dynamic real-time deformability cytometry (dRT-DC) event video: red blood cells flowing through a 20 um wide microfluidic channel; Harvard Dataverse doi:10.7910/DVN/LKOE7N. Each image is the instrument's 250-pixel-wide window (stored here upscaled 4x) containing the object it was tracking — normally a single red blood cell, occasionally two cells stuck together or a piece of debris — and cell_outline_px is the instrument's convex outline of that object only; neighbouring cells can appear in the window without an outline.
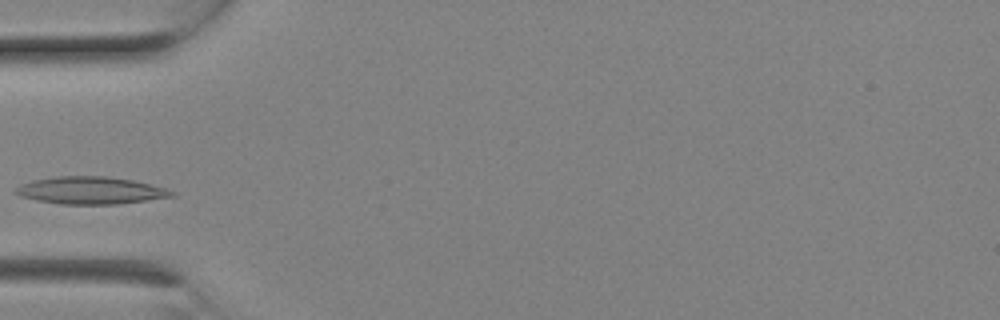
{"species": "Egyptian fruit bat (a non-hibernating species)", "species_latin": "Rousettus aegyptiacus", "temperature_condition": "room temperature", "stored_images_in_passage": 5, "camera_frame_rate_fps": 3000, "um_per_image_px": 0.085, "animal": {"sex": "female"}, "frame": {"image": 1, "passage_image": 3, "time_ms": 0.667, "image_size_px": [1000, 320], "cell_outline_px": [[176, 196], [116, 204], [60, 204], [36, 200], [20, 196], [12, 192], [20, 184], [32, 180], [56, 176], [108, 176], [132, 180], [152, 184], [176, 192]], "centroid_in_image_um": [7.68, 16.18], "position_along_channel_um": 77.3, "area_um2": 24.97}}
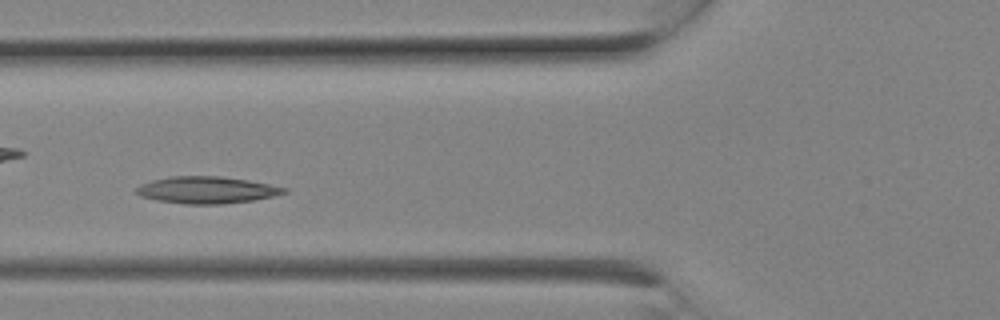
{"frame": {"image": 2, "passage_image": 4, "time_ms": 1.0, "image_size_px": [1000, 320], "cell_outline_px": [[288, 192], [272, 196], [252, 200], [220, 204], [184, 204], [156, 200], [140, 196], [136, 192], [136, 188], [140, 184], [152, 180], [172, 176], [220, 176], [248, 180], [288, 188]], "centroid_in_image_um": [17.55, 16.14], "position_along_channel_um": 108.3, "area_um2": 23.06}}
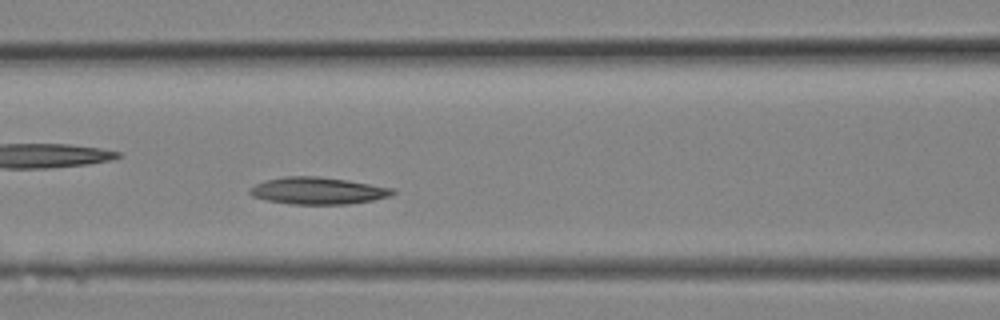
{"frame": {"image": 3, "passage_image": 5, "time_ms": 1.333, "image_size_px": [1000, 320], "cell_outline_px": [[396, 192], [392, 196], [372, 200], [348, 204], [292, 204], [264, 200], [252, 196], [248, 192], [248, 188], [264, 180], [284, 176], [316, 176], [344, 180], [392, 188]], "centroid_in_image_um": [26.95, 16.22], "position_along_channel_um": 139.6, "area_um2": 22.43}}